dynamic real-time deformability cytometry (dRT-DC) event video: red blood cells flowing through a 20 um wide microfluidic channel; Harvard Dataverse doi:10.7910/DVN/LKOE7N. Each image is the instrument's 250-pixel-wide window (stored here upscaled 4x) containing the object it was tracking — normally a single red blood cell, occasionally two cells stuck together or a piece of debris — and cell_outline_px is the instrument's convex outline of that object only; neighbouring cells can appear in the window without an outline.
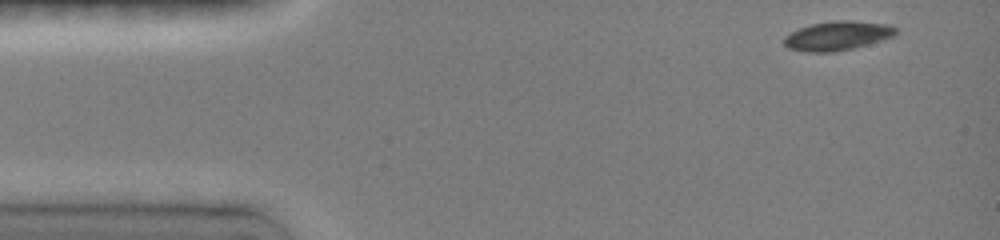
{"species": "common noctule bat (a hibernating species)", "species_latin": "Nyctalus noctula", "temperature_condition": "room temperature", "stored_images_in_passage": 7, "camera_frame_rate_fps": 3000, "um_per_image_px": 0.085, "animal": {"sex": "female", "body_mass_g": 19.0, "forearm_length_mm": 51.5}, "frame": {"image": 1, "passage_image": 1, "time_ms": 0.0, "image_size_px": [1000, 240], "cell_outline_px": [[896, 32], [892, 36], [856, 48], [832, 52], [808, 52], [788, 48], [784, 44], [784, 36], [800, 28], [812, 24], [844, 20], [884, 24], [896, 28]], "centroid_in_image_um": [71.14, 3.06], "position_along_channel_um": 13.9, "area_um2": 18.5}}
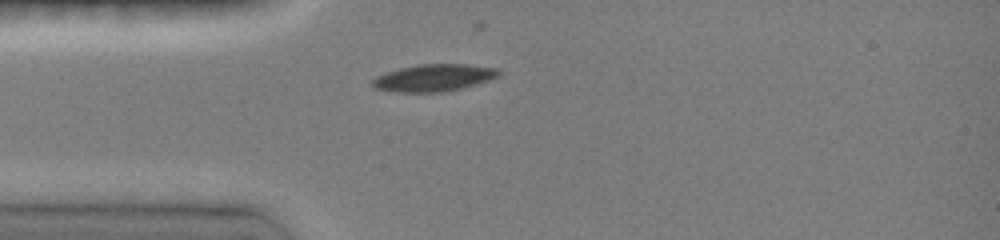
{"frame": {"image": 2, "passage_image": 5, "time_ms": 3.0, "image_size_px": [1000, 240], "cell_outline_px": [[500, 72], [496, 76], [488, 80], [460, 88], [440, 92], [396, 92], [376, 88], [372, 84], [372, 80], [376, 76], [400, 68], [420, 64], [464, 64], [496, 68]], "centroid_in_image_um": [36.83, 6.61], "position_along_channel_um": 48.2, "area_um2": 19.48}}